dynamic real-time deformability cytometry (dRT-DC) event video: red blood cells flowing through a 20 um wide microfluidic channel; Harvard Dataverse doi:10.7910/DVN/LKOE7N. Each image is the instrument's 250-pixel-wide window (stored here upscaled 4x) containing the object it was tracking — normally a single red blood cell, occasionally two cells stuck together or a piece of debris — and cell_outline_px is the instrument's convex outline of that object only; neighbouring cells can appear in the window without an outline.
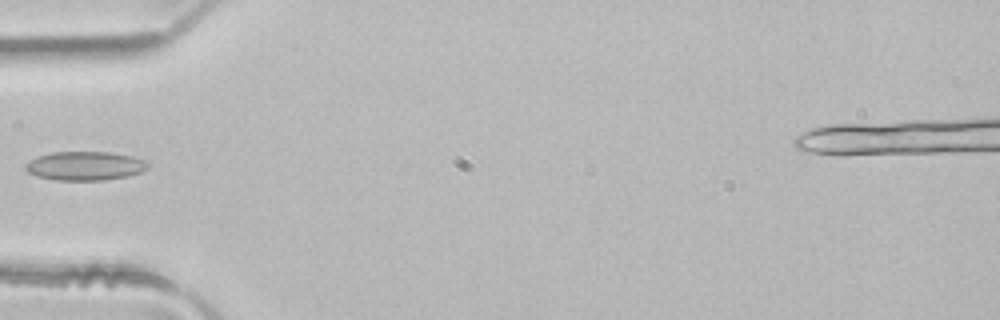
{"species": "common noctule bat (a hibernating species)", "species_latin": "Nyctalus noctula", "temperature_condition": "room temperature", "stored_images_in_passage": 3, "camera_frame_rate_fps": 3000, "um_per_image_px": 0.085, "animal": {"sex": "male", "body_mass_g": 21.5, "forearm_length_mm": 52.0}, "frame": {"image": 1, "passage_image": 3, "time_ms": 0.667, "image_size_px": [1000, 320], "cell_outline_px": [[148, 168], [140, 172], [128, 176], [104, 180], [56, 180], [36, 176], [28, 172], [24, 168], [24, 164], [36, 156], [52, 152], [108, 152], [132, 156], [144, 160], [148, 164]], "centroid_in_image_um": [7.19, 14.1], "position_along_channel_um": 77.8, "area_um2": 20.63}}